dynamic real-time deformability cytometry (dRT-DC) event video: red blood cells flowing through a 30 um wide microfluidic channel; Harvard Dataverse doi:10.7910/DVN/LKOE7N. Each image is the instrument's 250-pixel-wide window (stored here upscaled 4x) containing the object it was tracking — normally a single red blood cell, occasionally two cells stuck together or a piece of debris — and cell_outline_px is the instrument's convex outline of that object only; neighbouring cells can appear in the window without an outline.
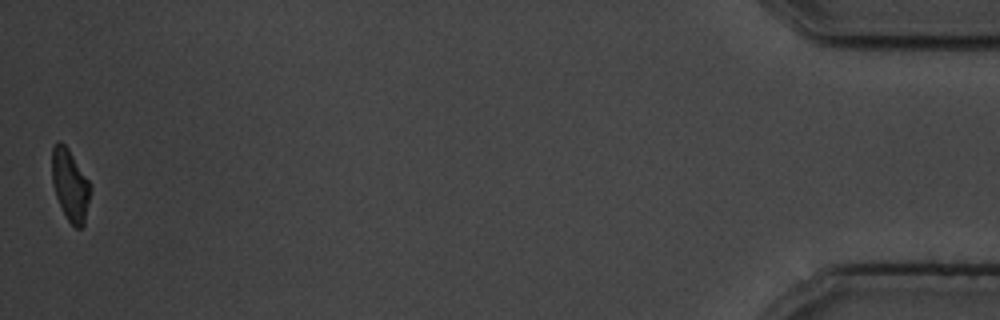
{"species": "common noctule bat (a hibernating species)", "species_latin": "Nyctalus noctula", "temperature_condition": "cold", "stored_images_in_passage": 41, "camera_frame_rate_fps": 3000, "um_per_image_px": 0.085, "animal": {"sex": "male", "body_mass_g": 19.5, "forearm_length_mm": 54.6}, "frame": {"image": 1, "passage_image": 41, "time_ms": 13.333, "image_size_px": [1000, 320], "cell_outline_px": [[88, 200], [84, 224], [80, 228], [76, 228], [68, 220], [56, 196], [52, 184], [52, 148], [56, 140], [60, 140], [68, 148], [88, 180]], "centroid_in_image_um": [5.91, 15.68], "position_along_channel_um": 429.3, "area_um2": 15.49}, "authors_computed_cell_mechanics": {"area_um2": 17.629, "velocity_mm_per_s": 3.7167, "shape_relaxation_time_tau1_ms": 2.1138, "shape_relaxation_time_tau2_ms": 4.6922, "deformation_change_tau1": 0.1052, "deformation_change_tau2": 0.088}}